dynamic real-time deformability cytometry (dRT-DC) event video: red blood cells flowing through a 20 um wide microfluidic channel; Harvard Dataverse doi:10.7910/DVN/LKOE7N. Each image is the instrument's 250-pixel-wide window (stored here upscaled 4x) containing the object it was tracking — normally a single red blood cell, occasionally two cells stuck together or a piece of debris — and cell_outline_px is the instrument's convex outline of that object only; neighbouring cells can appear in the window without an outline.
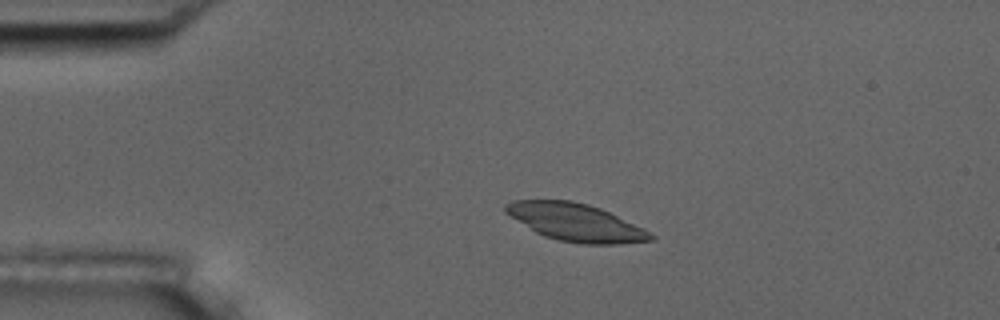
{"species": "common noctule bat (a hibernating species)", "species_latin": "Nyctalus noctula", "temperature_condition": "room temperature", "stored_images_in_passage": 4, "camera_frame_rate_fps": 3000, "um_per_image_px": 0.085, "animal": {"sex": "male", "body_mass_g": 17.5, "forearm_length_mm": 52.3}, "frame": {"image": 1, "passage_image": 3, "time_ms": 2.333, "image_size_px": [1000, 320], "cell_outline_px": [[656, 236], [652, 240], [620, 244], [584, 244], [560, 240], [544, 236], [536, 232], [504, 212], [504, 204], [512, 200], [572, 200], [588, 204], [600, 208]], "centroid_in_image_um": [48.87, 18.89], "position_along_channel_um": 36.1, "area_um2": 31.21}}